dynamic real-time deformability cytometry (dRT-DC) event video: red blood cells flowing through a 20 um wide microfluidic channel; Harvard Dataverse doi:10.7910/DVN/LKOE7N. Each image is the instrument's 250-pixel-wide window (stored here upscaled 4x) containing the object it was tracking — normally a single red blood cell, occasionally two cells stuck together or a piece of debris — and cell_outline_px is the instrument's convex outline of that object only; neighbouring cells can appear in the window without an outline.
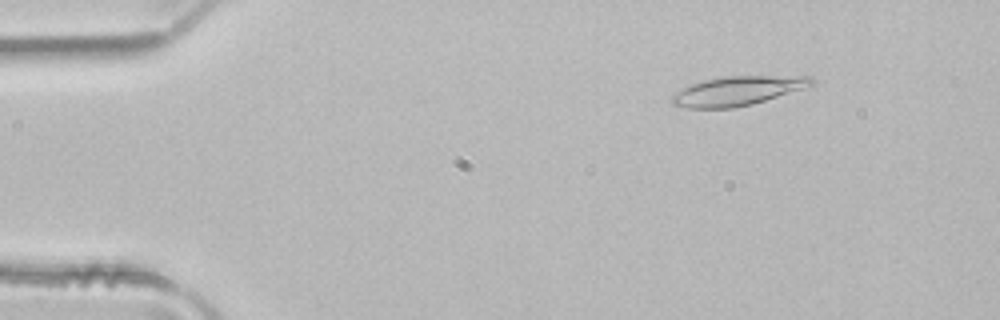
{"species": "common noctule bat (a hibernating species)", "species_latin": "Nyctalus noctula", "temperature_condition": "room temperature", "stored_images_in_passage": 3, "camera_frame_rate_fps": 3000, "um_per_image_px": 0.085, "animal": {"sex": "male", "body_mass_g": 21.5, "forearm_length_mm": 52.0}, "frame": {"image": 1, "passage_image": 1, "time_ms": 0.0, "image_size_px": [1000, 320], "cell_outline_px": [[816, 80], [812, 84], [752, 104], [732, 108], [688, 108], [672, 104], [672, 96], [676, 92], [692, 84], [704, 80], [724, 76], [812, 76]], "centroid_in_image_um": [62.65, 7.72], "position_along_channel_um": 22.3, "area_um2": 23.18}}